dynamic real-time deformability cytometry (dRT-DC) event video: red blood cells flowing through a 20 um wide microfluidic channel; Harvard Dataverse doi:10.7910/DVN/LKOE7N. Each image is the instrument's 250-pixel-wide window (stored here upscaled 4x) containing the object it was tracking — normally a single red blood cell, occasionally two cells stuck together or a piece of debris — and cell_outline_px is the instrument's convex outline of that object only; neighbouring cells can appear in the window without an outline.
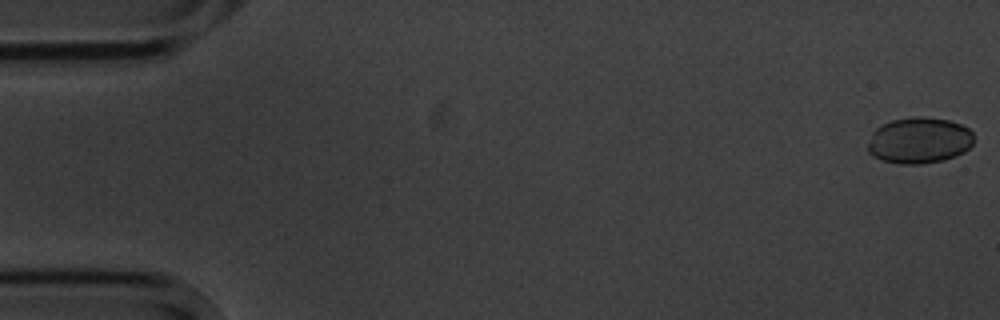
{"species": "common noctule bat (a hibernating species)", "species_latin": "Nyctalus noctula", "temperature_condition": "cold", "stored_images_in_passage": 5, "camera_frame_rate_fps": 3000, "um_per_image_px": 0.085, "animal": {"sex": "male", "body_mass_g": 20.1, "forearm_length_mm": 53.5}, "frame": {"image": 1, "passage_image": 1, "time_ms": 0.0, "image_size_px": [1000, 320], "cell_outline_px": [[972, 144], [964, 152], [956, 156], [944, 160], [920, 164], [900, 164], [884, 160], [872, 156], [868, 152], [868, 144], [872, 132], [876, 128], [892, 120], [920, 116], [948, 120], [960, 124], [968, 128], [972, 132]], "centroid_in_image_um": [78.13, 11.94], "position_along_channel_um": 6.9, "area_um2": 28.38}}